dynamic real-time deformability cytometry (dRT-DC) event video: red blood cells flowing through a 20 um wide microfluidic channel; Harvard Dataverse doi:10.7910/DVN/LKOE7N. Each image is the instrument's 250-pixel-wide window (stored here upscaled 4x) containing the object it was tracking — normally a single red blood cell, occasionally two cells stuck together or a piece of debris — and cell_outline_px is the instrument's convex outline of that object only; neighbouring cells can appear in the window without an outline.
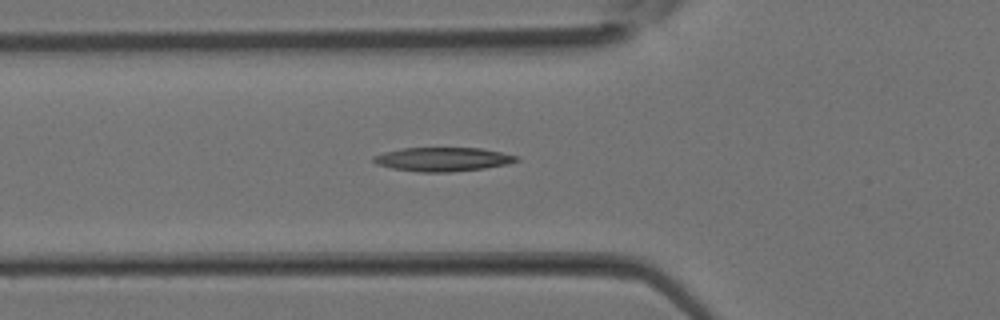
{"species": "Egyptian fruit bat (a non-hibernating species)", "species_latin": "Rousettus aegyptiacus", "temperature_condition": "room temperature", "stored_images_in_passage": 36, "segment_of_instrument_passage": [1, 2], "camera_frame_rate_fps": 3000, "um_per_image_px": 0.085, "animal": {"sex": "female"}, "frame": {"image": 1, "passage_image": 12, "time_ms": 3.667, "image_size_px": [1000, 320], "cell_outline_px": [[520, 160], [508, 164], [484, 168], [448, 172], [420, 172], [392, 168], [376, 164], [372, 160], [372, 156], [384, 152], [400, 148], [480, 148], [520, 156]], "centroid_in_image_um": [37.63, 13.53], "position_along_channel_um": 88.2, "area_um2": 19.94}}
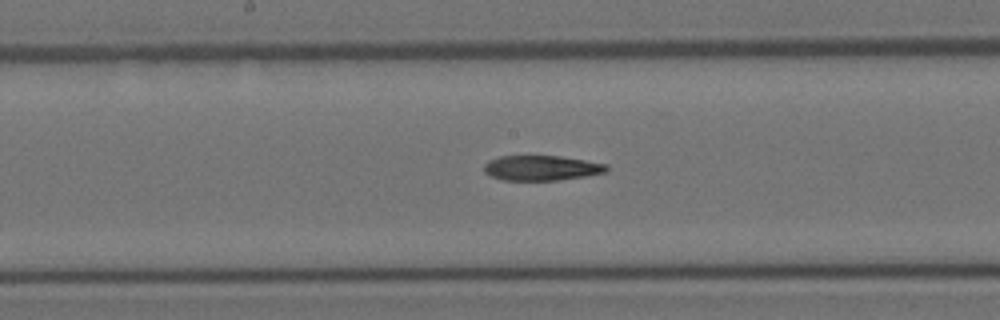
{"frame": {"image": 2, "passage_image": 18, "time_ms": 5.667, "image_size_px": [1000, 320], "cell_outline_px": [[608, 172], [584, 176], [556, 180], [504, 180], [492, 176], [484, 172], [484, 164], [488, 160], [500, 156], [560, 156], [608, 164]], "centroid_in_image_um": [46.03, 14.27], "position_along_channel_um": 202.2, "area_um2": 17.8}}
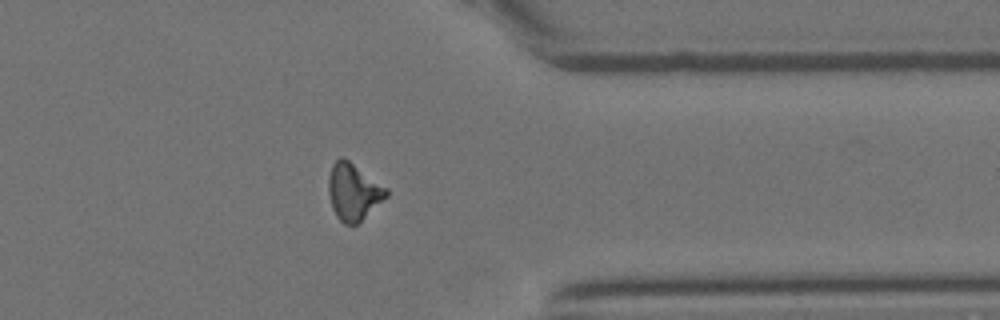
{"frame": {"image": 3, "passage_image": 28, "time_ms": 9.0, "image_size_px": [1000, 320], "cell_outline_px": [[388, 196], [356, 224], [344, 224], [336, 216], [332, 208], [328, 192], [328, 180], [332, 164], [340, 156], [344, 156], [388, 188]], "centroid_in_image_um": [30.03, 16.27], "position_along_channel_um": 381.4, "area_um2": 19.19}}